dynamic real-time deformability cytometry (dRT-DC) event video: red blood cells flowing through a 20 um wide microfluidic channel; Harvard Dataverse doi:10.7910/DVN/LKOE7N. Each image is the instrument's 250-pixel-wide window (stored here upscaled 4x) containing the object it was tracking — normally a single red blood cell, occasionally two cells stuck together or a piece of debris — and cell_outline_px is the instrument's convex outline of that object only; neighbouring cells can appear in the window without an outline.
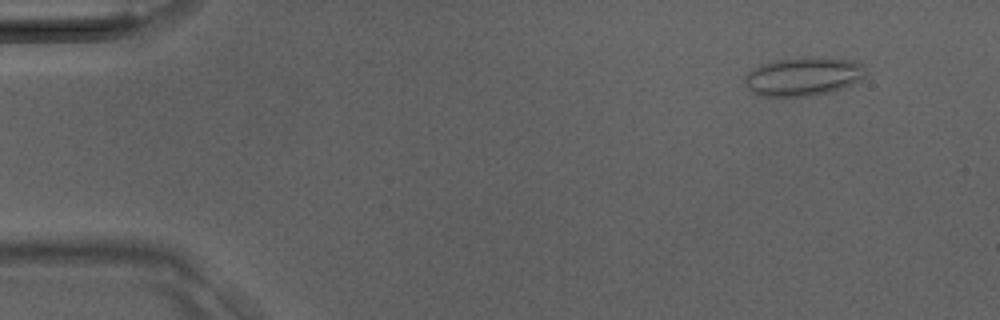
{"species": "Egyptian fruit bat (a non-hibernating species)", "species_latin": "Rousettus aegyptiacus", "temperature_condition": "room temperature", "stored_images_in_passage": 37, "camera_frame_rate_fps": 3000, "um_per_image_px": 0.085, "animal": {"sex": "male"}, "frame": {"image": 1, "passage_image": 2, "time_ms": 0.333, "image_size_px": [1000, 320], "cell_outline_px": [[864, 76], [860, 80], [852, 84], [832, 92], [812, 96], [760, 96], [752, 92], [748, 88], [744, 80], [744, 76], [748, 72], [760, 64], [772, 60], [800, 56], [820, 56], [856, 60], [864, 68]], "centroid_in_image_um": [68.27, 6.47], "position_along_channel_um": 16.7, "area_um2": 27.8}}
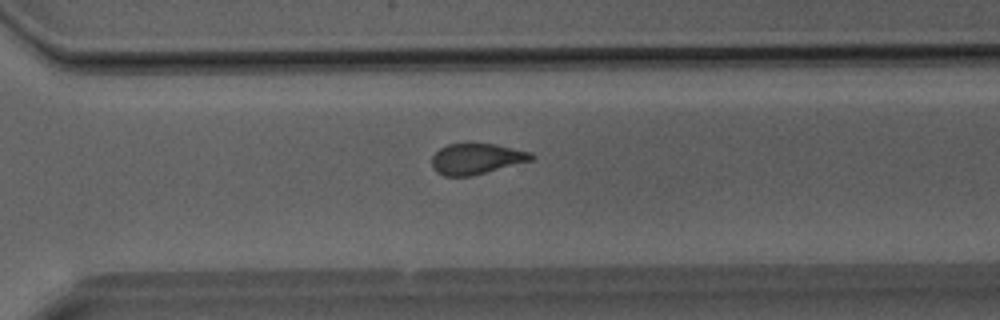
{"frame": {"image": 2, "passage_image": 26, "time_ms": 8.333, "image_size_px": [1000, 320], "cell_outline_px": [[536, 156], [532, 160], [472, 176], [444, 176], [436, 172], [432, 168], [432, 156], [440, 148], [448, 144], [464, 140], [472, 140], [496, 144], [532, 152]], "centroid_in_image_um": [40.48, 13.44], "position_along_channel_um": 330.1, "area_um2": 18.67}}
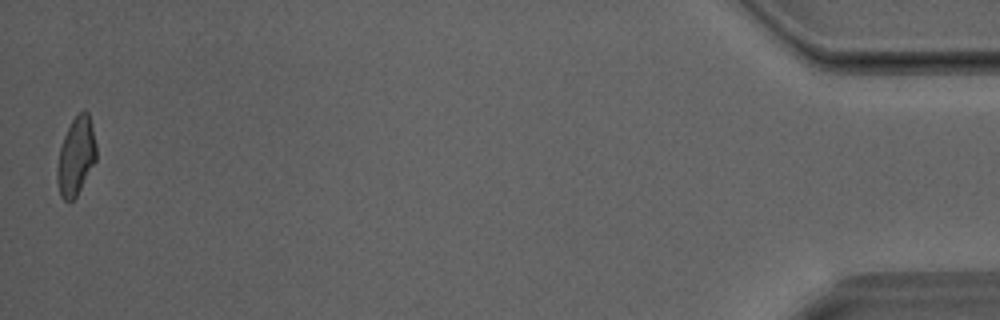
{"frame": {"image": 3, "passage_image": 37, "time_ms": 12.0, "image_size_px": [1000, 320], "cell_outline_px": [[96, 160], [76, 196], [72, 200], [64, 200], [60, 196], [56, 180], [56, 168], [60, 148], [64, 136], [72, 120], [84, 108], [88, 112], [96, 144]], "centroid_in_image_um": [6.44, 13.29], "position_along_channel_um": 428.8, "area_um2": 17.63}}